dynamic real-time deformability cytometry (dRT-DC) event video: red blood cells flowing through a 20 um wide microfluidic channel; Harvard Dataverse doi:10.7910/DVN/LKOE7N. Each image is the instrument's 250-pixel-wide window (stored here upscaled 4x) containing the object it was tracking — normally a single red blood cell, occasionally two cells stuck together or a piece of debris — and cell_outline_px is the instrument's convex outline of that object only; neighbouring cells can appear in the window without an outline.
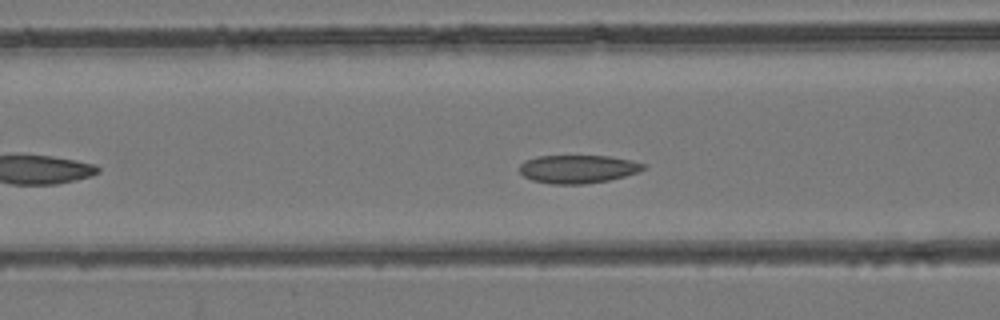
{"species": "common noctule bat (a hibernating species)", "species_latin": "Nyctalus noctula", "temperature_condition": "room temperature", "stored_images_in_passage": 15, "camera_frame_rate_fps": 3000, "um_per_image_px": 0.085, "animal": {"sex": "female", "body_mass_g": 24.6, "forearm_length_mm": 56.2}, "frame": {"image": 1, "passage_image": 10, "time_ms": 3.0, "image_size_px": [1000, 320], "cell_outline_px": [[648, 168], [640, 172], [608, 180], [584, 184], [552, 184], [532, 180], [524, 176], [520, 172], [520, 164], [524, 160], [536, 156], [608, 156], [632, 160], [648, 164]], "centroid_in_image_um": [49.16, 14.36], "position_along_channel_um": 117.4, "area_um2": 20.58}}
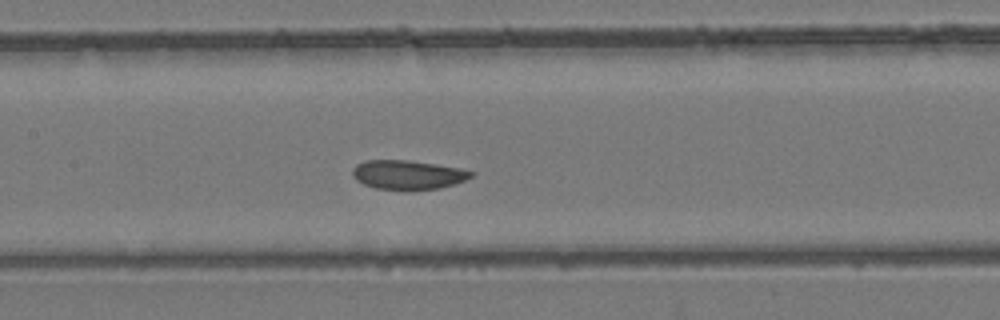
{"frame": {"image": 2, "passage_image": 14, "time_ms": 4.333, "image_size_px": [1000, 320], "cell_outline_px": [[476, 172], [472, 176], [464, 180], [440, 188], [376, 188], [364, 184], [356, 180], [352, 176], [352, 168], [356, 164], [364, 160], [408, 160], [460, 168]], "centroid_in_image_um": [34.63, 14.82], "position_along_channel_um": 172.8, "area_um2": 19.65}}